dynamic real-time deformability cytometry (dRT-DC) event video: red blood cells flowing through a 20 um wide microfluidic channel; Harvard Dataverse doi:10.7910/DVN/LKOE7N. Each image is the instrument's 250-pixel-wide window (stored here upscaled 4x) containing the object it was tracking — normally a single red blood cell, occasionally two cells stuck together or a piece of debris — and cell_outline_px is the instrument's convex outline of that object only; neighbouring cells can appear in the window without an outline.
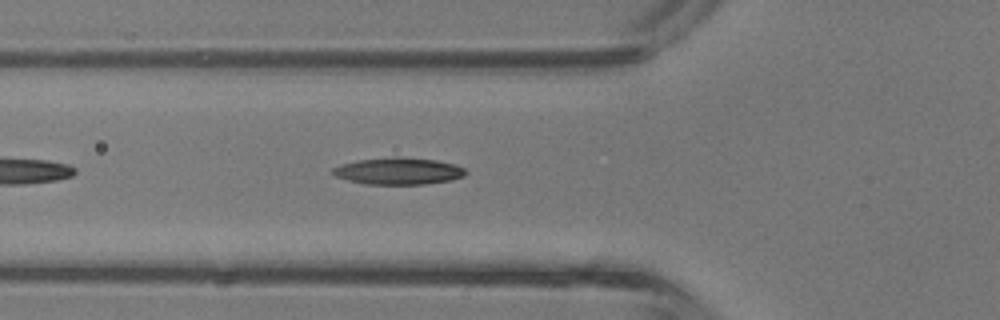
{"species": "common noctule bat (a hibernating species)", "species_latin": "Nyctalus noctula", "temperature_condition": "room temperature", "stored_images_in_passage": 28, "camera_frame_rate_fps": 3000, "um_per_image_px": 0.085, "animal": {"sex": "male", "body_mass_g": 13.3}, "frame": {"image": 1, "passage_image": 3, "time_ms": 0.667, "image_size_px": [1000, 320], "cell_outline_px": [[468, 172], [464, 176], [452, 180], [424, 184], [364, 184], [348, 180], [336, 176], [332, 172], [332, 168], [340, 164], [356, 160], [392, 156], [400, 156], [436, 160], [456, 164], [464, 168]], "centroid_in_image_um": [33.88, 14.53], "position_along_channel_um": 91.9, "area_um2": 21.1}}
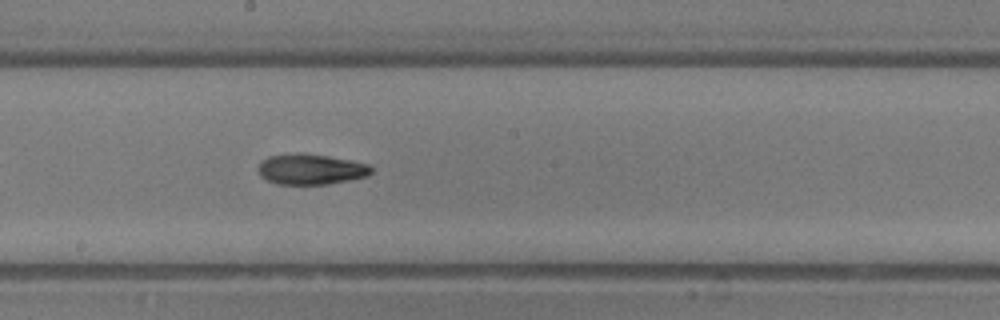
{"frame": {"image": 2, "passage_image": 11, "time_ms": 3.333, "image_size_px": [1000, 320], "cell_outline_px": [[372, 172], [368, 176], [328, 184], [276, 184], [260, 176], [256, 168], [260, 160], [268, 156], [304, 152], [328, 156], [368, 164], [372, 168]], "centroid_in_image_um": [26.36, 14.38], "position_along_channel_um": 221.8, "area_um2": 20.29}}
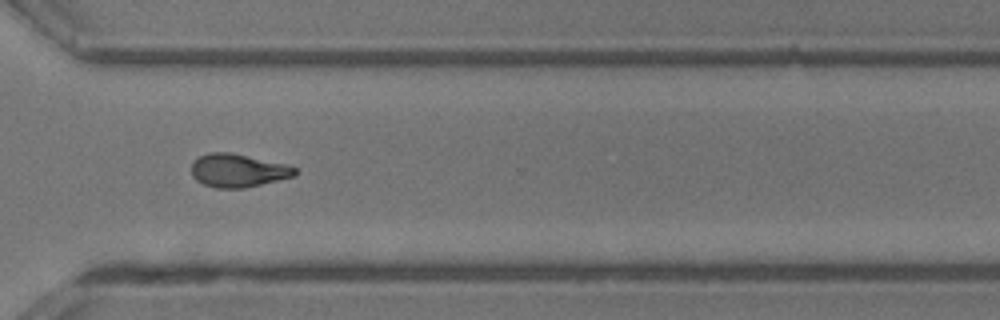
{"frame": {"image": 3, "passage_image": 19, "time_ms": 6.0, "image_size_px": [1000, 320], "cell_outline_px": [[296, 172], [292, 176], [244, 188], [216, 188], [204, 184], [196, 180], [192, 176], [192, 164], [200, 156], [208, 152], [232, 152], [288, 164], [296, 168]], "centroid_in_image_um": [20.21, 14.47], "position_along_channel_um": 350.4, "area_um2": 19.94}, "authors_computed_cell_mechanics": {"area_um2": 19.7098, "velocity_mm_per_s": 4.8363, "shape_relaxation_time_tau1_ms": 7.9753, "shape_relaxation_time_tau2_ms": 4.2301, "deformation_change_tau1": 0.2661, "deformation_change_tau2": 0.1333}}